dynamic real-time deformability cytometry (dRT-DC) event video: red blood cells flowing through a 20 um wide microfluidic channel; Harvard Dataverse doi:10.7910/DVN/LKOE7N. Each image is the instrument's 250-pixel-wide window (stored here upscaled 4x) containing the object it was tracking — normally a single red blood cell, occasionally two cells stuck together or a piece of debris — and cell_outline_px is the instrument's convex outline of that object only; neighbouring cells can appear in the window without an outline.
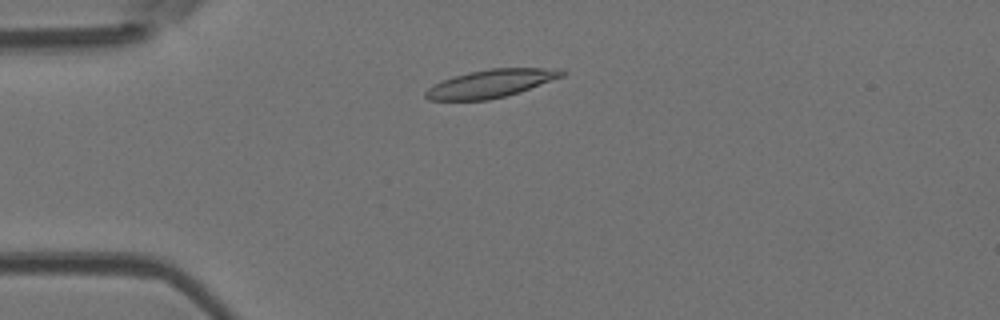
{"species": "Egyptian fruit bat (a non-hibernating species)", "species_latin": "Rousettus aegyptiacus", "temperature_condition": "room temperature", "stored_images_in_passage": 40, "camera_frame_rate_fps": 3000, "um_per_image_px": 0.085, "animal": {"sex": "female"}, "frame": {"image": 1, "passage_image": 1, "time_ms": 0.0, "image_size_px": [1000, 320], "cell_outline_px": [[568, 72], [564, 76], [520, 92], [488, 100], [428, 100], [424, 96], [424, 92], [432, 84], [452, 76], [468, 72], [492, 68], [560, 68]], "centroid_in_image_um": [41.73, 7.09], "position_along_channel_um": 43.3, "area_um2": 22.43}}
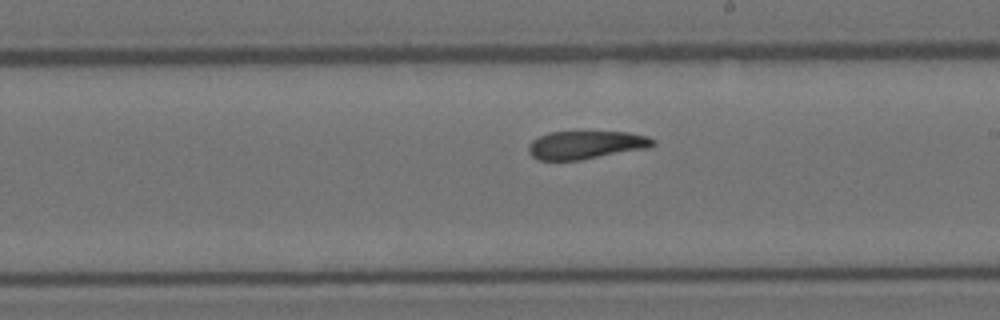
{"frame": {"image": 2, "passage_image": 18, "time_ms": 5.667, "image_size_px": [1000, 320], "cell_outline_px": [[656, 144], [648, 148], [580, 160], [536, 160], [528, 152], [528, 144], [532, 140], [548, 132], [580, 128], [628, 132], [648, 136], [656, 140]], "centroid_in_image_um": [49.8, 12.25], "position_along_channel_um": 239.2, "area_um2": 21.68}}
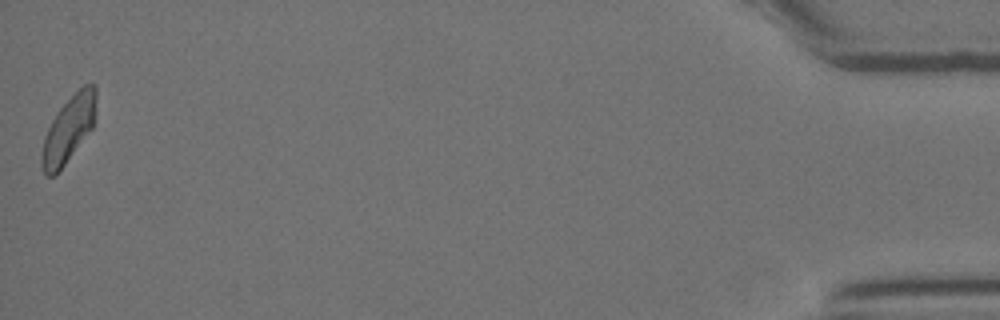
{"frame": {"image": 3, "passage_image": 40, "time_ms": 13.0, "image_size_px": [1000, 320], "cell_outline_px": [[96, 112], [92, 128], [64, 164], [52, 176], [48, 176], [44, 172], [40, 164], [40, 156], [44, 136], [52, 120], [60, 108], [84, 84], [96, 84]], "centroid_in_image_um": [5.83, 10.96], "position_along_channel_um": 429.4, "area_um2": 20.58}, "authors_computed_cell_mechanics": {"area_um2": 21.4727, "velocity_mm_per_s": 3.8736, "shape_relaxation_time_tau1_ms": null, "shape_relaxation_time_tau2_ms": 4.9081, "deformation_change_tau1": null, "deformation_change_tau2": 0.1312}}